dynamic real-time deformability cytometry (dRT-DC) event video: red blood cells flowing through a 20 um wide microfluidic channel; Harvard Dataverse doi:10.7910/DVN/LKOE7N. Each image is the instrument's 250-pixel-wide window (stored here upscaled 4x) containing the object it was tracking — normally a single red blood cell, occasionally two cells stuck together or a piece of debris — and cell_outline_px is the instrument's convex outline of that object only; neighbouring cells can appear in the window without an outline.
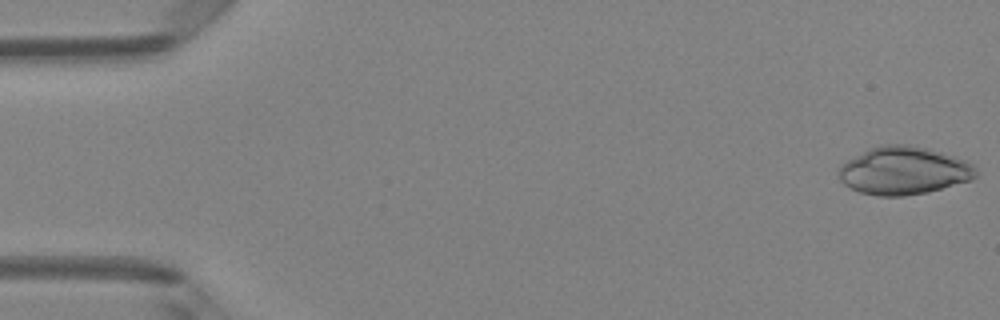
{"species": "Egyptian fruit bat (a non-hibernating species)", "species_latin": "Rousettus aegyptiacus", "temperature_condition": "room temperature", "stored_images_in_passage": 7, "camera_frame_rate_fps": 3000, "um_per_image_px": 0.085, "animal": {"sex": "female"}, "frame": {"image": 1, "passage_image": 1, "time_ms": 0.0, "image_size_px": [1000, 320], "cell_outline_px": [[976, 176], [972, 180], [928, 192], [904, 196], [876, 196], [860, 192], [844, 184], [840, 180], [836, 172], [840, 164], [868, 148], [880, 144], [908, 144], [956, 156], [972, 164], [976, 168]], "centroid_in_image_um": [76.78, 14.5], "position_along_channel_um": 8.2, "area_um2": 38.55}}
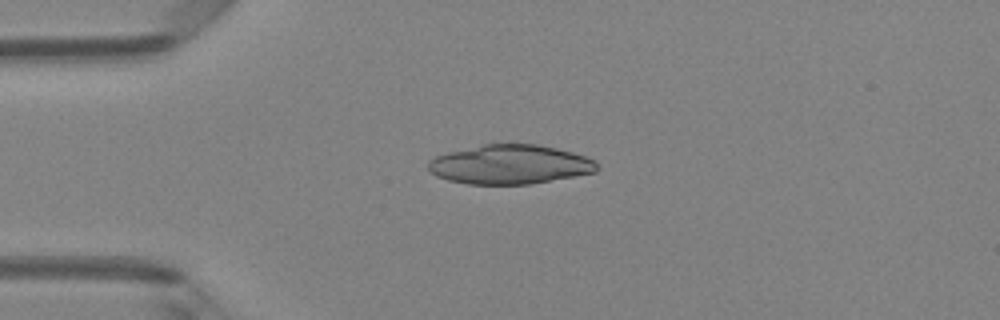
{"frame": {"image": 2, "passage_image": 4, "time_ms": 1.0, "image_size_px": [1000, 320], "cell_outline_px": [[600, 168], [596, 172], [576, 176], [532, 184], [468, 184], [448, 180], [436, 176], [428, 168], [428, 160], [436, 156], [448, 152], [484, 144], [536, 144], [556, 148], [572, 152], [584, 156], [592, 160]], "centroid_in_image_um": [43.34, 13.99], "position_along_channel_um": 41.7, "area_um2": 38.55}}